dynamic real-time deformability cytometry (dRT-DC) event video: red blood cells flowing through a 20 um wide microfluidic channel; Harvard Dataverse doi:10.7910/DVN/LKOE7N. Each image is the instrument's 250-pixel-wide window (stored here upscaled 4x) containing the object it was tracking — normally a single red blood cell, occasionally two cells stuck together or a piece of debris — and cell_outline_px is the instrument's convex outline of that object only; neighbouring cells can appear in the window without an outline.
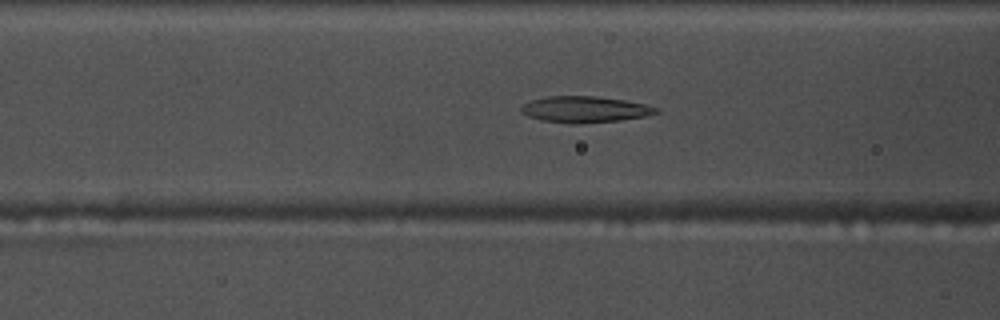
{"species": "common noctule bat (a hibernating species)", "species_latin": "Nyctalus noctula", "temperature_condition": "warm", "stored_images_in_passage": 50, "camera_frame_rate_fps": 3000, "um_per_image_px": 0.085, "animal": {"sex": "male", "body_mass_g": 17.5, "forearm_length_mm": 52.3}, "frame": {"image": 1, "passage_image": 20, "time_ms": 6.333, "image_size_px": [1000, 320], "cell_outline_px": [[660, 112], [648, 116], [620, 120], [576, 124], [572, 124], [544, 120], [528, 116], [520, 112], [520, 108], [524, 104], [532, 100], [548, 96], [596, 96], [624, 100], [644, 104], [660, 108]], "centroid_in_image_um": [49.75, 9.3], "position_along_channel_um": 116.9, "area_um2": 20.63}}
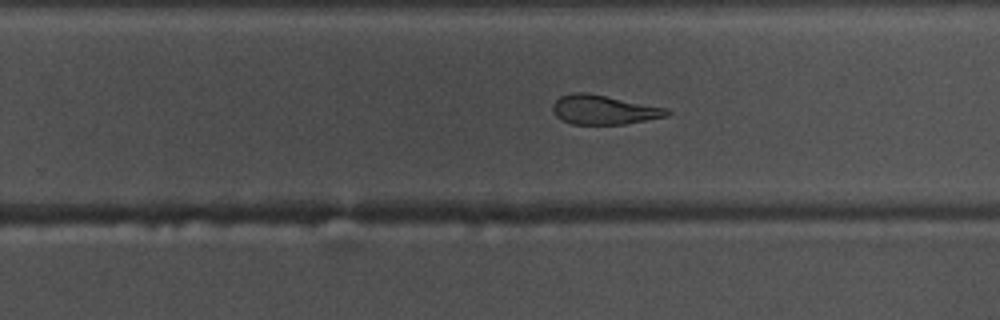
{"frame": {"image": 2, "passage_image": 33, "time_ms": 10.667, "image_size_px": [1000, 320], "cell_outline_px": [[672, 112], [668, 116], [624, 124], [572, 124], [560, 120], [556, 116], [552, 108], [552, 104], [560, 96], [572, 92], [584, 92], [664, 108]], "centroid_in_image_um": [51.26, 9.34], "position_along_channel_um": 278.5, "area_um2": 19.19}, "authors_computed_cell_mechanics": {"area_um2": 20.1433, "velocity_mm_per_s": 3.7353, "shape_relaxation_time_tau1_ms": 9.6189, "shape_relaxation_time_tau2_ms": 3.8633, "deformation_change_tau1": 0.2675, "deformation_change_tau2": 0.1068}}